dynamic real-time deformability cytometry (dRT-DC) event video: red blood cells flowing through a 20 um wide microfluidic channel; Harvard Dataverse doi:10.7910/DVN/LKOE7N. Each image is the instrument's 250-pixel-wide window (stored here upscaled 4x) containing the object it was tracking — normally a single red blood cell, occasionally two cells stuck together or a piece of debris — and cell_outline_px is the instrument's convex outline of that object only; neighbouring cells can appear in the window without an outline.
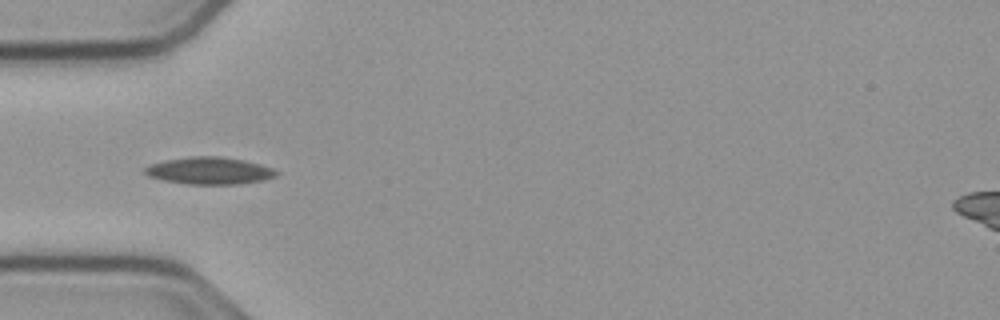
{"species": "common noctule bat (a hibernating species)", "species_latin": "Nyctalus noctula", "temperature_condition": "cold", "stored_images_in_passage": 7, "camera_frame_rate_fps": 3000, "um_per_image_px": 0.085, "animal": {"sex": "male", "body_mass_g": 23.1, "forearm_length_mm": 52.7}, "frame": {"image": 1, "passage_image": 3, "time_ms": 0.667, "image_size_px": [1000, 320], "cell_outline_px": [[280, 172], [276, 176], [264, 180], [240, 184], [184, 184], [164, 180], [148, 176], [144, 172], [144, 168], [148, 164], [168, 160], [192, 156], [216, 156], [244, 160], [260, 164], [272, 168]], "centroid_in_image_um": [17.81, 14.52], "position_along_channel_um": 67.2, "area_um2": 20.81}}